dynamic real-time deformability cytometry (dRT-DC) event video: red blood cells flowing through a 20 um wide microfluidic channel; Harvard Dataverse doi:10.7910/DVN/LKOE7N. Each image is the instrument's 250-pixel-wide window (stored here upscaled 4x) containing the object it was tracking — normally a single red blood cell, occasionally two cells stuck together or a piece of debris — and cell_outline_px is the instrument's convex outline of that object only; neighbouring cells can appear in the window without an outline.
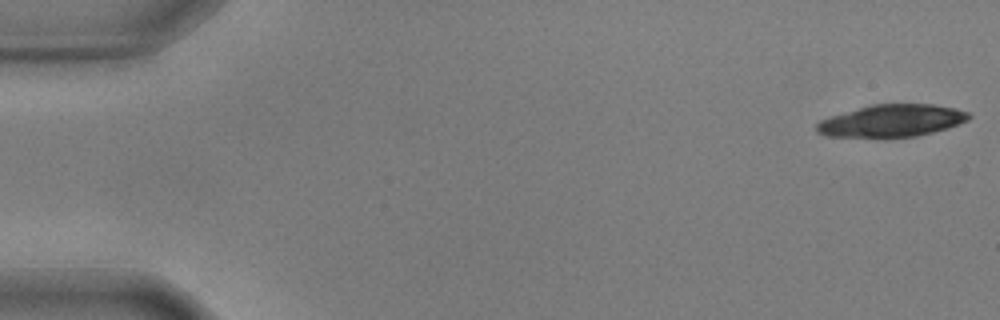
{"species": "common noctule bat (a hibernating species)", "species_latin": "Nyctalus noctula", "temperature_condition": "warm", "stored_images_in_passage": 9, "camera_frame_rate_fps": 3000, "um_per_image_px": 0.085, "animal": {"sex": "male", "body_mass_g": 17.9, "forearm_length_mm": 54.2}, "frame": {"image": 1, "passage_image": 1, "time_ms": 0.0, "image_size_px": [1000, 320], "cell_outline_px": [[972, 116], [968, 120], [948, 128], [916, 136], [824, 136], [816, 132], [816, 124], [820, 120], [832, 116], [872, 104], [932, 104], [956, 108], [968, 112]], "centroid_in_image_um": [75.83, 10.25], "position_along_channel_um": 9.2, "area_um2": 28.15}}